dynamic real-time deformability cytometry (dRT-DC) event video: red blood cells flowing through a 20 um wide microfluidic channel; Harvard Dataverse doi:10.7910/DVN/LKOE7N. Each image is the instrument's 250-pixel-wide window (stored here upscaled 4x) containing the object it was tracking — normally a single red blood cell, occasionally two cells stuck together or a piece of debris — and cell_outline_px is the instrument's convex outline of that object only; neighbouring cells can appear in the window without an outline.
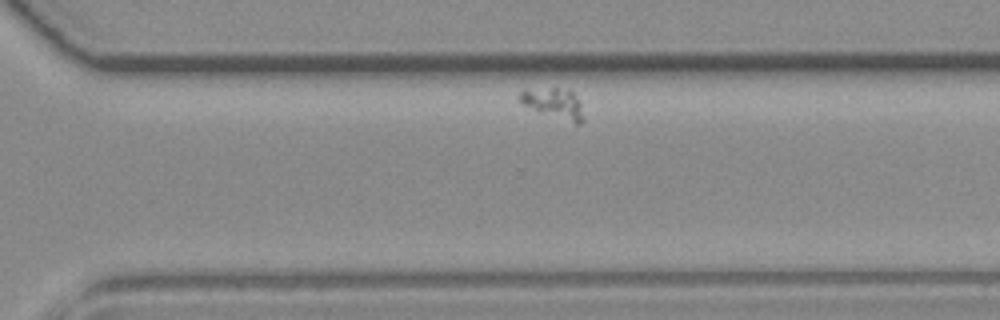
{"species": "common noctule bat (a hibernating species)", "species_latin": "Nyctalus noctula", "temperature_condition": "room temperature", "stored_images_in_passage": 34, "camera_frame_rate_fps": 3000, "um_per_image_px": 0.085, "animal": {"sex": "female", "body_mass_g": 19.3, "forearm_length_mm": 54.1}, "frame": {"image": 1, "passage_image": 29, "time_ms": 9.333, "image_size_px": [1000, 320], "cell_outline_px": [[584, 120], [580, 124], [576, 124], [524, 104], [516, 96], [524, 88], [568, 88], [572, 92], [580, 104], [584, 116]], "centroid_in_image_um": [47.08, 8.73], "position_along_channel_um": 323.5, "area_um2": 10.98}}